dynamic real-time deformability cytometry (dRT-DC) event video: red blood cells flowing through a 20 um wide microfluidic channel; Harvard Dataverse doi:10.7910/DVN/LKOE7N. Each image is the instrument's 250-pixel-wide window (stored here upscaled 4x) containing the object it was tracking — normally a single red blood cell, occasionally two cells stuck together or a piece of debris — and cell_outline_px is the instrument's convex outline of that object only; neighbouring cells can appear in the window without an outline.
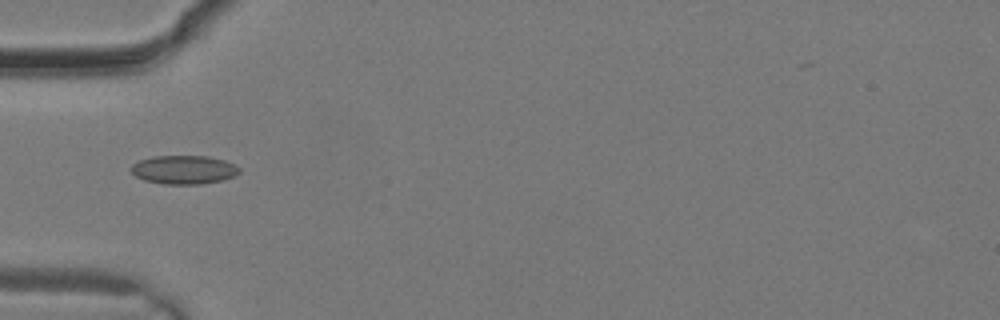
{"species": "common noctule bat (a hibernating species)", "species_latin": "Nyctalus noctula", "temperature_condition": "warm", "stored_images_in_passage": 3, "camera_frame_rate_fps": 3000, "um_per_image_px": 0.085, "animal": {"sex": "male", "body_mass_g": 19.2, "forearm_length_mm": 51.8}, "frame": {"image": 1, "passage_image": 3, "time_ms": 0.667, "image_size_px": [1000, 320], "cell_outline_px": [[240, 172], [236, 176], [224, 180], [200, 184], [164, 184], [144, 180], [136, 176], [132, 172], [132, 164], [140, 160], [152, 156], [208, 156], [224, 160], [240, 168]], "centroid_in_image_um": [15.65, 14.43], "position_along_channel_um": 69.3, "area_um2": 18.09}}